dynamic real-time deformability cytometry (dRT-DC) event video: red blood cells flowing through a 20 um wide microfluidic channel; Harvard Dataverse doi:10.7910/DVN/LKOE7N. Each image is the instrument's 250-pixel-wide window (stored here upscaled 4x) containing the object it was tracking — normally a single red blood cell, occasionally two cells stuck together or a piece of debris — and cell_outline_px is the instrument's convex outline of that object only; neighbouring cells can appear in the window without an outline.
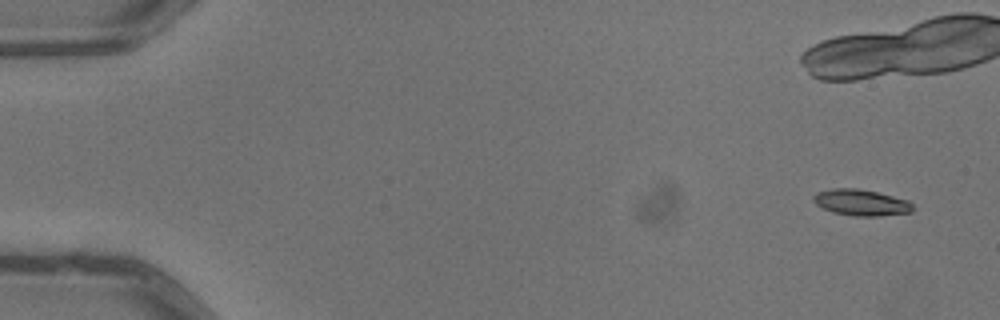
{"species": "common noctule bat (a hibernating species)", "species_latin": "Nyctalus noctula", "temperature_condition": "warm", "stored_images_in_passage": 7, "camera_frame_rate_fps": 3000, "um_per_image_px": 0.085, "animal": {"sex": "male", "body_mass_g": 13.3}, "frame": {"image": 1, "passage_image": 1, "time_ms": 0.0, "image_size_px": [1000, 320], "cell_outline_px": [[912, 212], [876, 216], [852, 216], [832, 212], [816, 204], [812, 200], [812, 196], [816, 192], [832, 188], [856, 188], [876, 192], [908, 200], [912, 204]], "centroid_in_image_um": [73.15, 17.21], "position_along_channel_um": 11.9, "area_um2": 15.14}}